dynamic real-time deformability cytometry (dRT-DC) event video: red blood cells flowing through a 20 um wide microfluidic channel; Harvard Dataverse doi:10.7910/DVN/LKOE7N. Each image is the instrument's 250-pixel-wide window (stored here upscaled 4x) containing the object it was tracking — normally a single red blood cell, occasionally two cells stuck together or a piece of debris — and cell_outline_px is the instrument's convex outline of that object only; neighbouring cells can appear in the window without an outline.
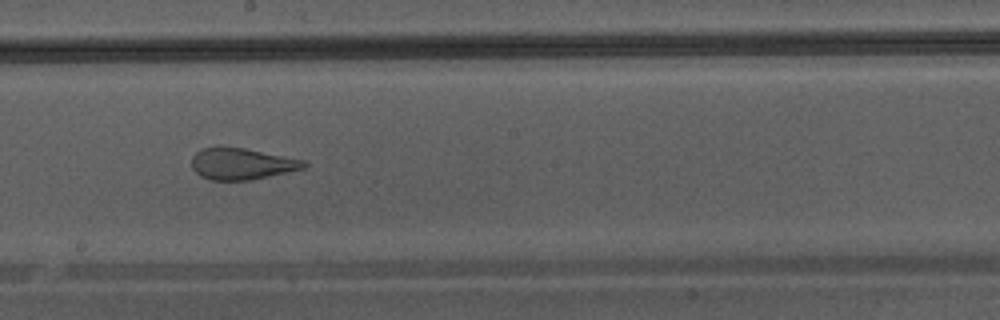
{"species": "Egyptian fruit bat (a non-hibernating species)", "species_latin": "Rousettus aegyptiacus", "temperature_condition": "warm", "stored_images_in_passage": 46, "camera_frame_rate_fps": 3000, "um_per_image_px": 0.085, "animal": {"sex": "male"}, "frame": {"image": 1, "passage_image": 27, "time_ms": 8.667, "image_size_px": [1000, 320], "cell_outline_px": [[308, 164], [304, 168], [288, 172], [252, 180], [208, 180], [200, 176], [192, 168], [192, 156], [196, 152], [204, 148], [244, 148], [304, 160]], "centroid_in_image_um": [20.55, 13.95], "position_along_channel_um": 227.7, "area_um2": 20.35}}